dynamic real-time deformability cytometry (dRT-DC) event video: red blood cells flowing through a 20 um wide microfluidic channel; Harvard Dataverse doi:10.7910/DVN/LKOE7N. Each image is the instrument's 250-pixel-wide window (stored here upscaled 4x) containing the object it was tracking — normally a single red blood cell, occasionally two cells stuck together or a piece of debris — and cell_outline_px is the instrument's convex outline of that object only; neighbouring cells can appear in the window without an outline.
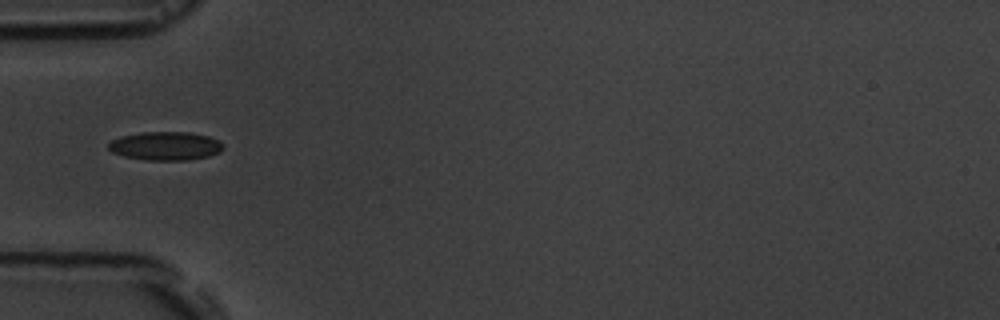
{"species": "common noctule bat (a hibernating species)", "species_latin": "Nyctalus noctula", "temperature_condition": "room temperature", "stored_images_in_passage": 7, "camera_frame_rate_fps": 3000, "um_per_image_px": 0.085, "animal": {"sex": "male", "body_mass_g": 19.5, "forearm_length_mm": 54.6}, "frame": {"image": 1, "passage_image": 5, "time_ms": 5.333, "image_size_px": [1000, 320], "cell_outline_px": [[224, 148], [220, 152], [208, 156], [188, 160], [144, 160], [124, 156], [112, 152], [108, 148], [108, 144], [112, 140], [120, 136], [140, 132], [188, 132], [208, 136], [220, 140], [224, 144]], "centroid_in_image_um": [14.08, 12.4], "position_along_channel_um": 70.9, "area_um2": 19.25}}
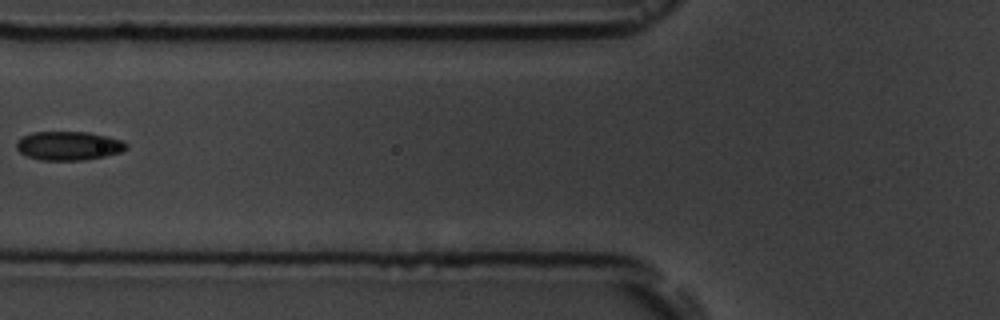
{"frame": {"image": 2, "passage_image": 6, "time_ms": 6.667, "image_size_px": [1000, 320], "cell_outline_px": [[128, 148], [120, 152], [104, 156], [84, 160], [40, 160], [28, 156], [20, 152], [16, 148], [16, 144], [24, 136], [32, 132], [88, 132], [120, 140], [128, 144]], "centroid_in_image_um": [5.83, 12.39], "position_along_channel_um": 120.0, "area_um2": 18.21}}
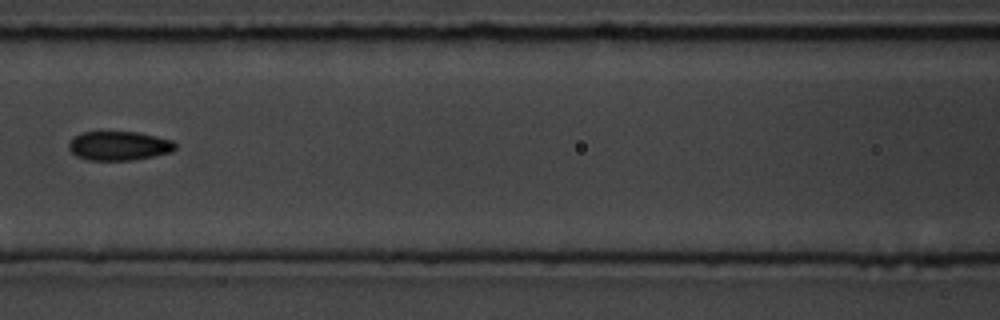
{"frame": {"image": 3, "passage_image": 7, "time_ms": 7.667, "image_size_px": [1000, 320], "cell_outline_px": [[176, 148], [172, 152], [132, 160], [88, 160], [76, 156], [68, 148], [68, 144], [80, 132], [140, 132], [172, 140], [176, 144]], "centroid_in_image_um": [10.12, 12.39], "position_along_channel_um": 156.5, "area_um2": 18.03}}